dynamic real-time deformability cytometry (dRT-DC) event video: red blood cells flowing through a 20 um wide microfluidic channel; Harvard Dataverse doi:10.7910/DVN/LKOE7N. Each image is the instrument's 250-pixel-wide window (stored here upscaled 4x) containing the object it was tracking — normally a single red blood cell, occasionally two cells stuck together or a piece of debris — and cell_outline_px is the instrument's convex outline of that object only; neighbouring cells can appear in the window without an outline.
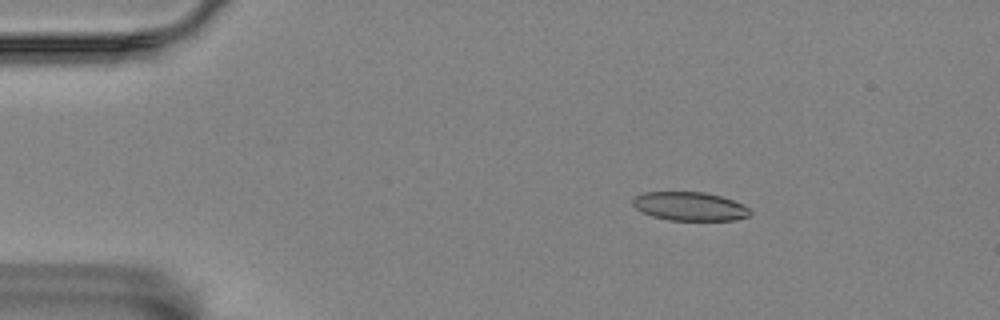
{"species": "Egyptian fruit bat (a non-hibernating species)", "species_latin": "Rousettus aegyptiacus", "temperature_condition": "room temperature", "stored_images_in_passage": 5, "camera_frame_rate_fps": 3000, "um_per_image_px": 0.085, "animal": {"sex": "female"}, "frame": {"image": 1, "passage_image": 1, "time_ms": 0.0, "image_size_px": [1000, 320], "cell_outline_px": [[752, 216], [736, 220], [668, 220], [652, 216], [640, 212], [632, 204], [632, 200], [636, 196], [644, 192], [704, 192], [720, 196], [732, 200], [748, 208], [752, 212]], "centroid_in_image_um": [58.62, 17.55], "position_along_channel_um": 26.4, "area_um2": 19.65}}
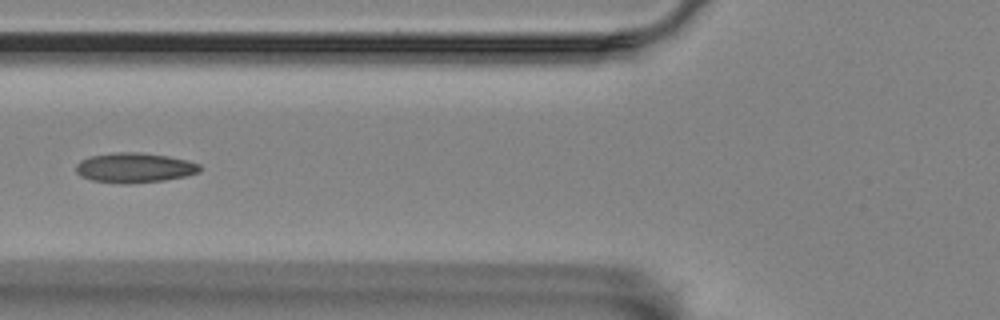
{"frame": {"image": 2, "passage_image": 5, "time_ms": 4.333, "image_size_px": [1000, 320], "cell_outline_px": [[200, 172], [184, 176], [164, 180], [128, 184], [124, 184], [92, 180], [80, 176], [76, 172], [76, 164], [80, 160], [88, 156], [120, 152], [136, 152], [168, 156], [188, 160], [200, 164]], "centroid_in_image_um": [11.41, 14.26], "position_along_channel_um": 114.4, "area_um2": 21.56}}